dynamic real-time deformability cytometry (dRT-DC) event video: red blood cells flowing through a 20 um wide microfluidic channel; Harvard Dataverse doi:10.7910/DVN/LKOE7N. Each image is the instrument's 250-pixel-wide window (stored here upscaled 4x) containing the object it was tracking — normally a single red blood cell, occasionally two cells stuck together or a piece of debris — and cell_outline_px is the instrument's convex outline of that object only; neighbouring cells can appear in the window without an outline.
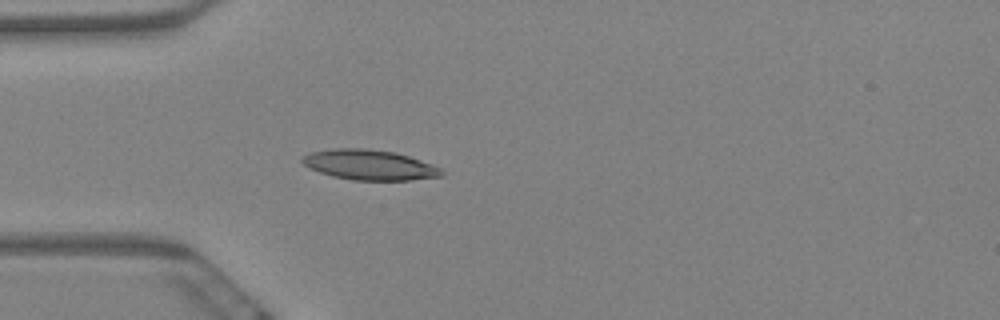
{"species": "Egyptian fruit bat (a non-hibernating species)", "species_latin": "Rousettus aegyptiacus", "temperature_condition": "warm", "stored_images_in_passage": 4, "camera_frame_rate_fps": 3000, "um_per_image_px": 0.085, "animal": {"sex": "female"}, "frame": {"image": 1, "passage_image": 4, "time_ms": 1.0, "image_size_px": [1000, 320], "cell_outline_px": [[444, 176], [412, 180], [352, 180], [332, 176], [320, 172], [304, 164], [300, 160], [308, 152], [332, 148], [364, 148], [396, 152], [432, 164], [440, 168], [444, 172]], "centroid_in_image_um": [31.42, 14.01], "position_along_channel_um": 53.6, "area_um2": 24.57}}